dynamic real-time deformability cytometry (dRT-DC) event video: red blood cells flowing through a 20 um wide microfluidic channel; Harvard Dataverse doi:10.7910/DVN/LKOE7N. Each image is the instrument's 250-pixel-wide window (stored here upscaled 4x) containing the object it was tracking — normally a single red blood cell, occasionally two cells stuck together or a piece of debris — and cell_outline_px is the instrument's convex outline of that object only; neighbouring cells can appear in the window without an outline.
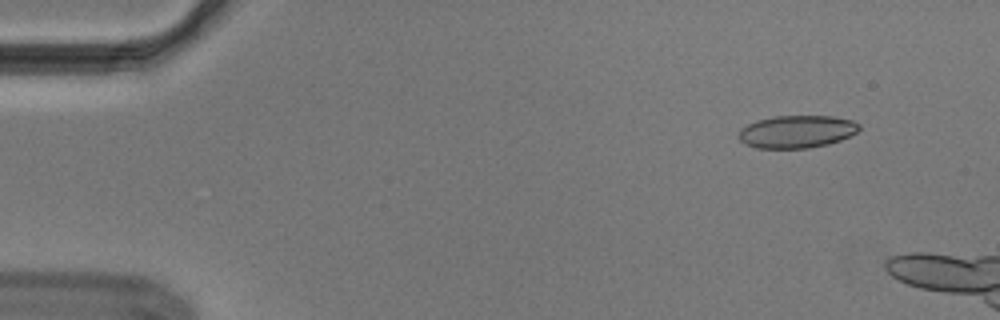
{"species": "Egyptian fruit bat (a non-hibernating species)", "species_latin": "Rousettus aegyptiacus", "temperature_condition": "cold", "stored_images_in_passage": 11, "camera_frame_rate_fps": 3000, "um_per_image_px": 0.085, "animal": {"sex": "male"}, "frame": {"image": 1, "passage_image": 5, "time_ms": 1.333, "image_size_px": [1000, 320], "cell_outline_px": [[860, 128], [856, 132], [840, 140], [828, 144], [808, 148], [756, 148], [744, 144], [740, 140], [740, 128], [756, 120], [772, 116], [832, 116], [852, 120], [860, 124]], "centroid_in_image_um": [67.71, 11.18], "position_along_channel_um": 17.3, "area_um2": 22.89}}